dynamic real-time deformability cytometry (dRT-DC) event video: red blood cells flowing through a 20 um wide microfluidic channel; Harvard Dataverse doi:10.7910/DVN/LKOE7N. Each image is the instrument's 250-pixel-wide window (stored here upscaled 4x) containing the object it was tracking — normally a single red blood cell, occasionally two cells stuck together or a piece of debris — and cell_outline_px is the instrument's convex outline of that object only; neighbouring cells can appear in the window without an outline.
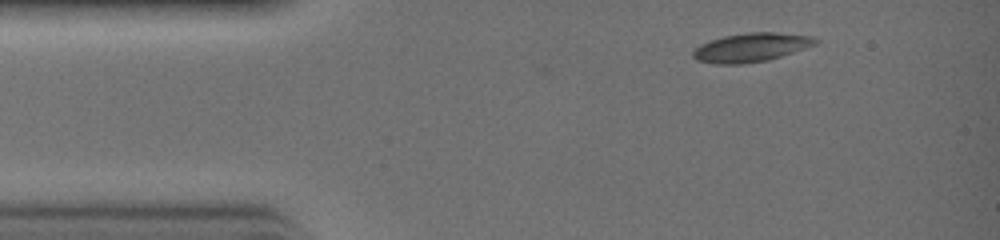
{"species": "common noctule bat (a hibernating species)", "species_latin": "Nyctalus noctula", "temperature_condition": "warm", "stored_images_in_passage": 26, "camera_frame_rate_fps": 3000, "um_per_image_px": 0.085, "animal": {"sex": "female", "body_mass_g": 19.0, "forearm_length_mm": 51.5}, "frame": {"image": 1, "passage_image": 1, "time_ms": 0.0, "image_size_px": [1000, 240], "cell_outline_px": [[820, 40], [816, 44], [768, 60], [740, 64], [712, 64], [696, 60], [692, 56], [692, 52], [700, 44], [724, 36], [748, 32], [776, 32], [812, 36]], "centroid_in_image_um": [63.82, 4.03], "position_along_channel_um": 21.2, "area_um2": 20.46}}
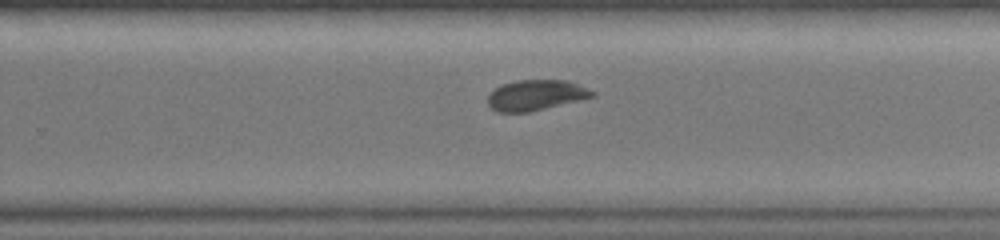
{"frame": {"image": 2, "passage_image": 17, "time_ms": 5.333, "image_size_px": [1000, 240], "cell_outline_px": [[596, 96], [528, 112], [496, 112], [488, 104], [488, 96], [500, 84], [516, 80], [568, 80], [588, 88], [596, 92]], "centroid_in_image_um": [45.56, 8.07], "position_along_channel_um": 284.2, "area_um2": 18.55}}
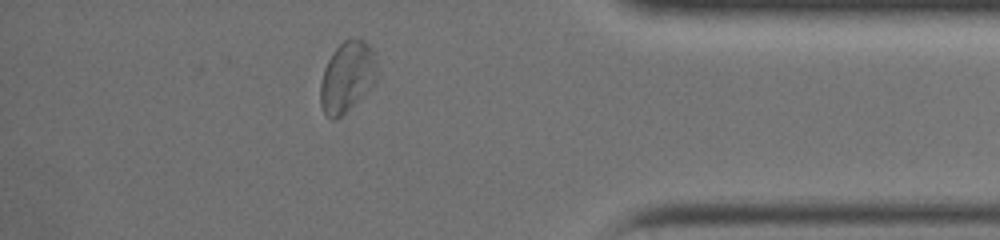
{"frame": {"image": 3, "passage_image": 24, "time_ms": 7.667, "image_size_px": [1000, 240], "cell_outline_px": [[376, 80], [336, 120], [332, 120], [324, 112], [320, 104], [320, 84], [324, 68], [332, 52], [344, 40], [364, 40], [368, 44], [372, 52], [376, 64]], "centroid_in_image_um": [29.45, 6.53], "position_along_channel_um": 405.7, "area_um2": 22.48}}